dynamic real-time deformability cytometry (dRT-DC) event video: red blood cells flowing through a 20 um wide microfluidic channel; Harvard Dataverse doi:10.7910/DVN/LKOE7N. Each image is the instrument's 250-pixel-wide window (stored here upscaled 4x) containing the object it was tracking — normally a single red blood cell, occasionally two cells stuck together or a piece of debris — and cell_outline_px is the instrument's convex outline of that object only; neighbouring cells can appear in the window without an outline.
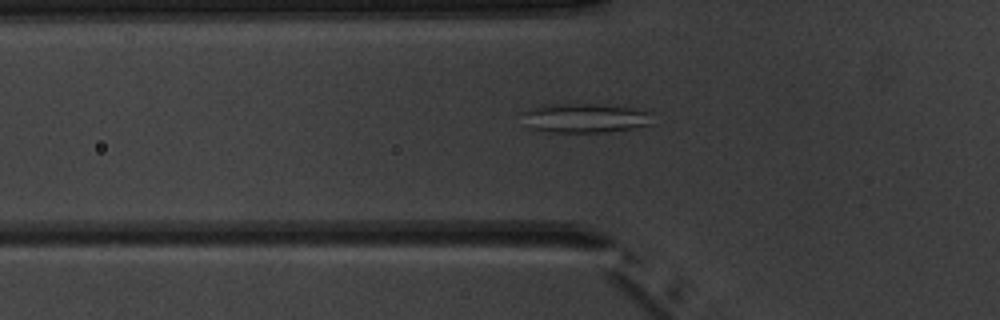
{"species": "common noctule bat (a hibernating species)", "species_latin": "Nyctalus noctula", "temperature_condition": "warm", "stored_images_in_passage": 7, "segment_of_instrument_passage": [2, 2], "camera_frame_rate_fps": 3000, "um_per_image_px": 0.085, "animal": {"sex": "male", "body_mass_g": 20.1, "forearm_length_mm": 53.5}, "frame": {"image": 1, "passage_image": 7, "time_ms": 7.333, "image_size_px": [1000, 320], "cell_outline_px": [[656, 124], [632, 128], [604, 132], [552, 132], [528, 128], [520, 112], [528, 108], [544, 104], [596, 104], [628, 108], [652, 112]], "centroid_in_image_um": [49.71, 10.03], "position_along_channel_um": 76.1, "area_um2": 22.54}}